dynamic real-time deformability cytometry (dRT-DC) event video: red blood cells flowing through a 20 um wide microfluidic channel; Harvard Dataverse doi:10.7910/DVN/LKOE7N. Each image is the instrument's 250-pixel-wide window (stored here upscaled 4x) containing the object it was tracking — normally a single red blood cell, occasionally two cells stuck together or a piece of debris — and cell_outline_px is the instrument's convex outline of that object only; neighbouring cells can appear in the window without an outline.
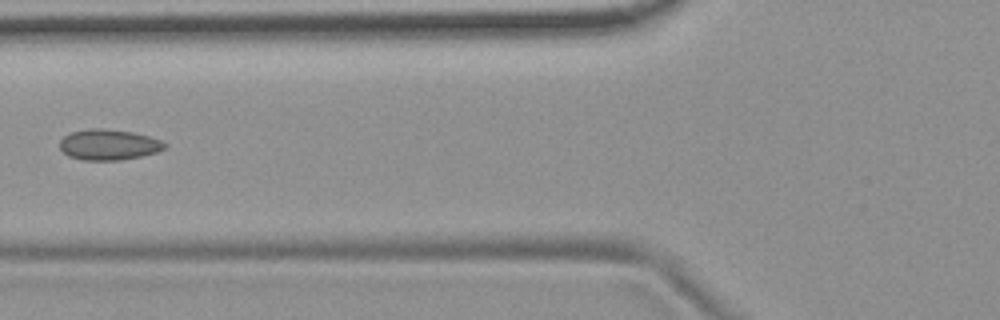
{"species": "common noctule bat (a hibernating species)", "species_latin": "Nyctalus noctula", "temperature_condition": "room temperature", "stored_images_in_passage": 6, "camera_frame_rate_fps": 3000, "um_per_image_px": 0.085, "animal": {"sex": "female", "body_mass_g": 19.9}, "frame": {"image": 1, "passage_image": 6, "time_ms": 6.0, "image_size_px": [1000, 320], "cell_outline_px": [[168, 148], [156, 152], [140, 156], [120, 160], [84, 160], [68, 156], [60, 148], [60, 140], [64, 136], [72, 132], [92, 128], [104, 128], [132, 132], [148, 136], [160, 140], [168, 144]], "centroid_in_image_um": [9.26, 12.29], "position_along_channel_um": 116.5, "area_um2": 18.73}}